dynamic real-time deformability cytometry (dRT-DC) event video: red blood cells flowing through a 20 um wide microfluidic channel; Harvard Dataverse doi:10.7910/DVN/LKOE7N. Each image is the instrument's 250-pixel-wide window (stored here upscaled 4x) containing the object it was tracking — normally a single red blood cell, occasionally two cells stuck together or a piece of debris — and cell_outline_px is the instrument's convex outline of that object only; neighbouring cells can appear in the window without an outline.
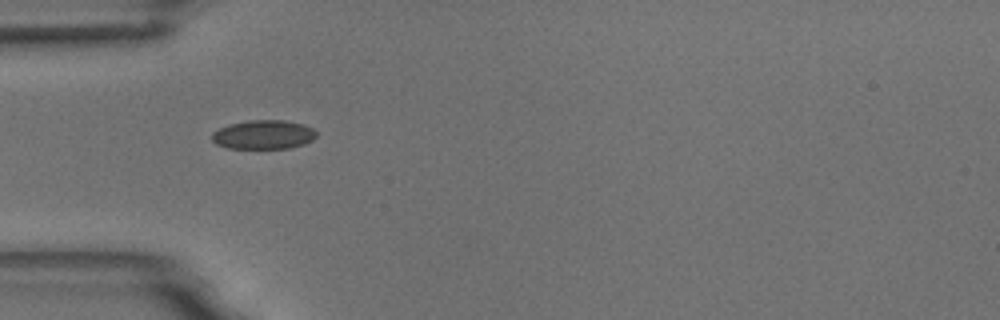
{"species": "common noctule bat (a hibernating species)", "species_latin": "Nyctalus noctula", "temperature_condition": "room temperature", "stored_images_in_passage": 5, "camera_frame_rate_fps": 3000, "um_per_image_px": 0.085, "animal": {"sex": "male", "body_mass_g": 18.8}, "frame": {"image": 1, "passage_image": 4, "time_ms": 3.667, "image_size_px": [1000, 320], "cell_outline_px": [[316, 136], [312, 140], [304, 144], [292, 148], [228, 148], [216, 144], [212, 140], [212, 132], [228, 124], [248, 120], [284, 120], [304, 124], [312, 128], [316, 132]], "centroid_in_image_um": [22.4, 11.44], "position_along_channel_um": 62.6, "area_um2": 17.74}}